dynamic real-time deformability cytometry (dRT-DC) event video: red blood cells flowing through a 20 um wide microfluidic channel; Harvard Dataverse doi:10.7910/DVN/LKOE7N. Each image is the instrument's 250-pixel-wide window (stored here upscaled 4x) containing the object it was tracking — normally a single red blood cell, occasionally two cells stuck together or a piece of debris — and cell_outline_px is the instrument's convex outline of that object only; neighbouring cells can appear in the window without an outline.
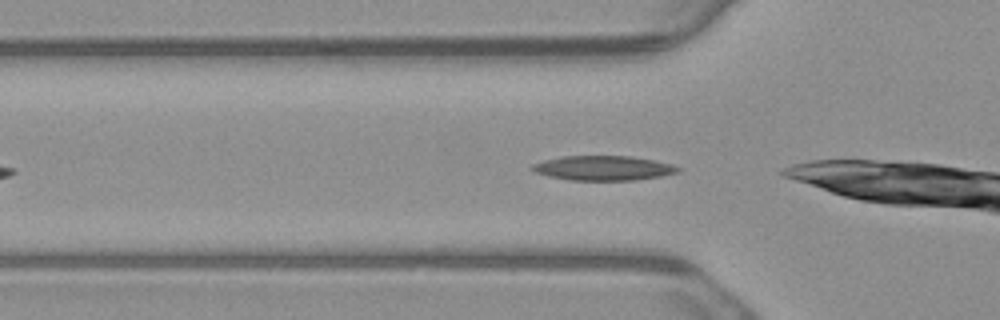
{"species": "common noctule bat (a hibernating species)", "species_latin": "Nyctalus noctula", "temperature_condition": "warm", "stored_images_in_passage": 3, "camera_frame_rate_fps": 3000, "um_per_image_px": 0.085, "animal": {"sex": "male", "body_mass_g": 23.1, "forearm_length_mm": 52.7}, "frame": {"image": 1, "passage_image": 3, "time_ms": 0.667, "image_size_px": [1000, 320], "cell_outline_px": [[680, 172], [660, 176], [636, 180], [568, 180], [548, 176], [536, 172], [528, 168], [532, 164], [544, 160], [560, 156], [632, 156], [672, 164], [680, 168]], "centroid_in_image_um": [51.25, 14.28], "position_along_channel_um": 74.6, "area_um2": 20.98}}